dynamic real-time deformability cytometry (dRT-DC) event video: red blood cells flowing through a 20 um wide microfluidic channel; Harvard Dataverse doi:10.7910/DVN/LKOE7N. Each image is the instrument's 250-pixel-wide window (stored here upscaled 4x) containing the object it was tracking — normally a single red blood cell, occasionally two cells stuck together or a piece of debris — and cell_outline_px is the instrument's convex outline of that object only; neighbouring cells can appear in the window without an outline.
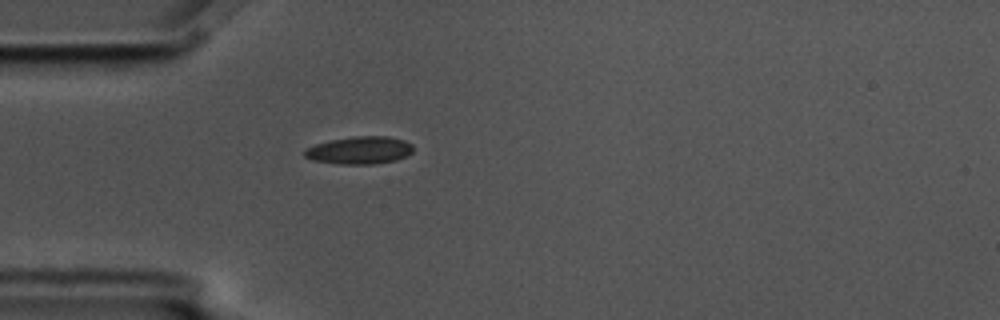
{"species": "common noctule bat (a hibernating species)", "species_latin": "Nyctalus noctula", "temperature_condition": "cold", "stored_images_in_passage": 1, "camera_frame_rate_fps": 3000, "um_per_image_px": 0.085, "animal": {"sex": "male", "body_mass_g": 17.5, "forearm_length_mm": 52.3}, "frame": {"image": 1, "passage_image": 1, "time_ms": 0.0, "image_size_px": [1000, 320], "cell_outline_px": [[412, 152], [396, 160], [372, 164], [336, 164], [312, 160], [304, 156], [304, 148], [316, 144], [332, 140], [356, 136], [388, 136], [404, 140], [412, 144]], "centroid_in_image_um": [30.54, 12.77], "position_along_channel_um": 54.5, "area_um2": 17.4}}